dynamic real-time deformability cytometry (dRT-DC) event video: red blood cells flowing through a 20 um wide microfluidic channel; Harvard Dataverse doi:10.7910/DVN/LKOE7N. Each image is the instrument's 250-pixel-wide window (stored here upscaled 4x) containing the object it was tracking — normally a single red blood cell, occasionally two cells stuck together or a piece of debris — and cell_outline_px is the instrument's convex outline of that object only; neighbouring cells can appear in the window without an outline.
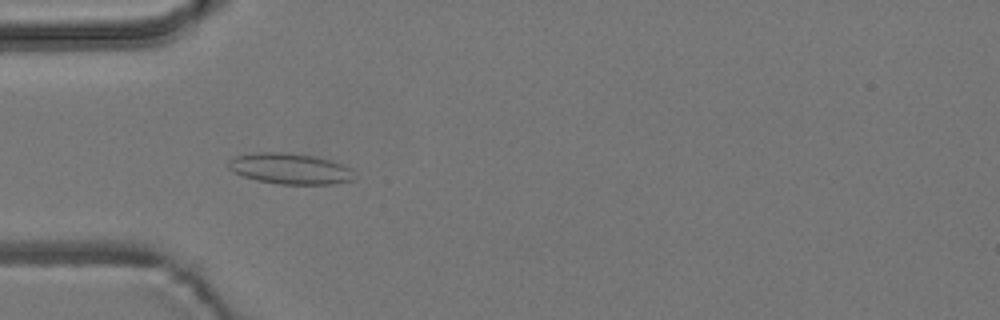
{"species": "common noctule bat (a hibernating species)", "species_latin": "Nyctalus noctula", "temperature_condition": "room temperature", "stored_images_in_passage": 6, "camera_frame_rate_fps": 3000, "um_per_image_px": 0.085, "animal": {"sex": "male", "body_mass_g": 19.2, "forearm_length_mm": 51.8}, "frame": {"image": 1, "passage_image": 5, "time_ms": 4.667, "image_size_px": [1000, 320], "cell_outline_px": [[352, 180], [332, 184], [280, 184], [256, 180], [232, 172], [228, 168], [228, 160], [232, 156], [252, 152], [284, 152], [312, 156], [328, 160], [352, 168]], "centroid_in_image_um": [24.56, 14.33], "position_along_channel_um": 60.4, "area_um2": 22.6}}